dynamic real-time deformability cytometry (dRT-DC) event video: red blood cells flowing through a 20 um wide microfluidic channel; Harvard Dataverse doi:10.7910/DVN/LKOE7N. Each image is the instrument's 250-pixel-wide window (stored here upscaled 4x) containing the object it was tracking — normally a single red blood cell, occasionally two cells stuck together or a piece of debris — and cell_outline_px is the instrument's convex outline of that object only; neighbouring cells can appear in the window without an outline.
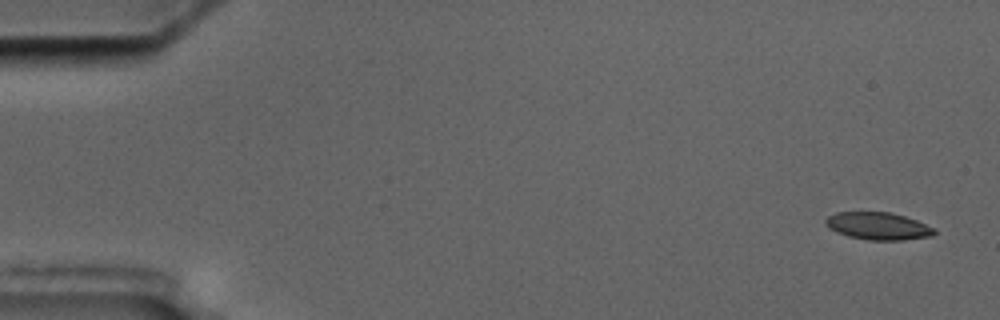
{"species": "common noctule bat (a hibernating species)", "species_latin": "Nyctalus noctula", "temperature_condition": "cold", "stored_images_in_passage": 5, "camera_frame_rate_fps": 3000, "um_per_image_px": 0.085, "animal": {"sex": "male", "body_mass_g": 17.5, "forearm_length_mm": 52.3}, "frame": {"image": 1, "passage_image": 1, "time_ms": 0.0, "image_size_px": [1000, 320], "cell_outline_px": [[936, 232], [932, 236], [904, 240], [868, 240], [848, 236], [836, 232], [828, 228], [824, 224], [824, 220], [828, 216], [836, 212], [892, 212], [916, 220], [936, 228]], "centroid_in_image_um": [74.63, 19.21], "position_along_channel_um": 10.4, "area_um2": 17.57}}
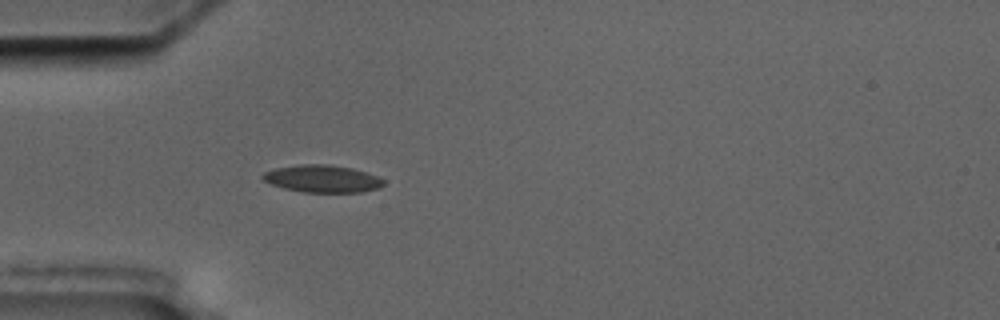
{"frame": {"image": 2, "passage_image": 5, "time_ms": 5.0, "image_size_px": [1000, 320], "cell_outline_px": [[384, 184], [380, 188], [360, 192], [304, 192], [284, 188], [272, 184], [264, 180], [260, 176], [264, 172], [276, 168], [300, 164], [328, 164], [352, 168], [376, 176], [384, 180]], "centroid_in_image_um": [27.39, 15.19], "position_along_channel_um": 57.6, "area_um2": 19.13}}